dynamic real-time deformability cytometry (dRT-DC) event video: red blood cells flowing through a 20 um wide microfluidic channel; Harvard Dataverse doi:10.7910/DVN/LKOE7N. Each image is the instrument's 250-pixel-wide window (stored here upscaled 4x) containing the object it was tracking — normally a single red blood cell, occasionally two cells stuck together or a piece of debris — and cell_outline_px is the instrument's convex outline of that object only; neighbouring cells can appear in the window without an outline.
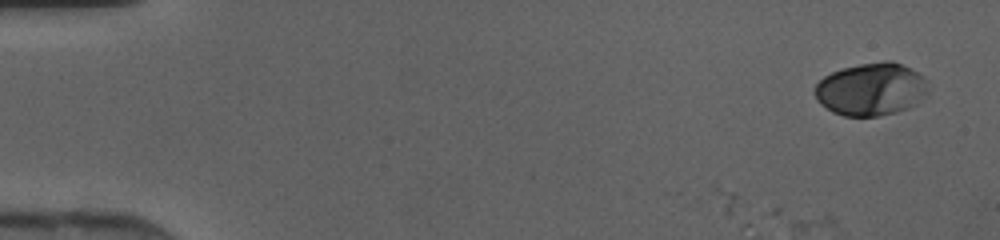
{"species": "human", "species_latin": "Homo sapiens", "temperature_condition": "cold", "stored_images_in_passage": 12, "camera_frame_rate_fps": 3000, "um_per_image_px": 0.085, "donor": {"sex": "female"}, "frame": {"image": 1, "passage_image": 1, "time_ms": 0.0, "image_size_px": [1000, 240], "cell_outline_px": [[928, 92], [916, 104], [908, 108], [896, 112], [876, 116], [844, 116], [832, 112], [820, 104], [816, 100], [816, 84], [824, 76], [832, 72], [844, 68], [860, 64], [884, 60], [892, 60], [912, 68], [924, 76], [928, 80]], "centroid_in_image_um": [74.08, 7.57], "position_along_channel_um": 10.9, "area_um2": 35.08}}